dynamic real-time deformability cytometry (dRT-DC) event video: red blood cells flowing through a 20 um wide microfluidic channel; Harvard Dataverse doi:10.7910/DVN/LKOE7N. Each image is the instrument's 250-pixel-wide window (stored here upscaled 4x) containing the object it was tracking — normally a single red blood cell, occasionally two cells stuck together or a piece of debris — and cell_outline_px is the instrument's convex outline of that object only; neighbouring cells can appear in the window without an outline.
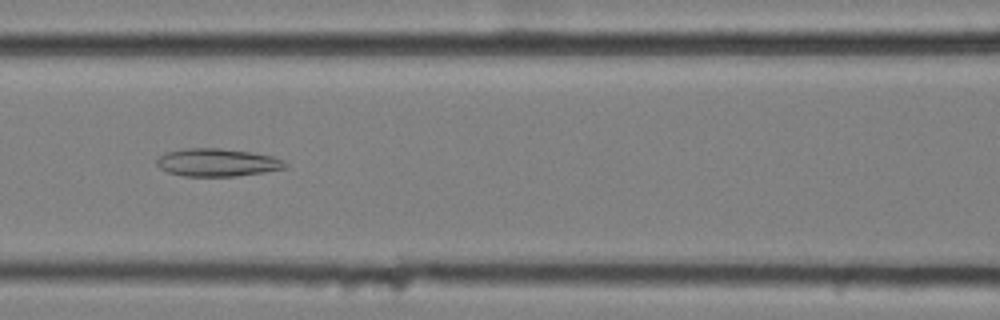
{"species": "common noctule bat (a hibernating species)", "species_latin": "Nyctalus noctula", "temperature_condition": "cold", "stored_images_in_passage": 50, "camera_frame_rate_fps": 3000, "um_per_image_px": 0.085, "animal": {"sex": "female", "body_mass_g": 25.1}, "frame": {"image": 1, "passage_image": 18, "time_ms": 5.667, "image_size_px": [1000, 320], "cell_outline_px": [[288, 164], [284, 168], [264, 172], [236, 176], [184, 176], [168, 172], [160, 168], [156, 164], [156, 160], [164, 152], [184, 148], [220, 148], [252, 152], [272, 156]], "centroid_in_image_um": [18.42, 13.8], "position_along_channel_um": 148.2, "area_um2": 20.81}}
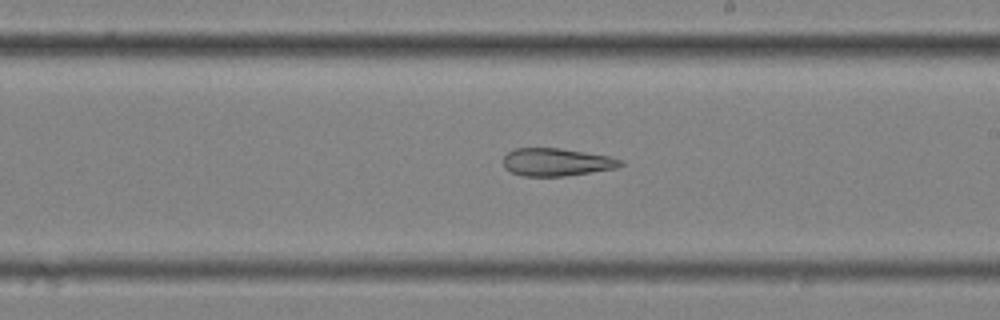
{"frame": {"image": 2, "passage_image": 26, "time_ms": 8.333, "image_size_px": [1000, 320], "cell_outline_px": [[624, 164], [616, 168], [564, 176], [524, 176], [512, 172], [504, 168], [504, 156], [508, 152], [516, 148], [560, 148], [608, 156], [620, 160]], "centroid_in_image_um": [47.28, 13.78], "position_along_channel_um": 241.7, "area_um2": 18.73}}
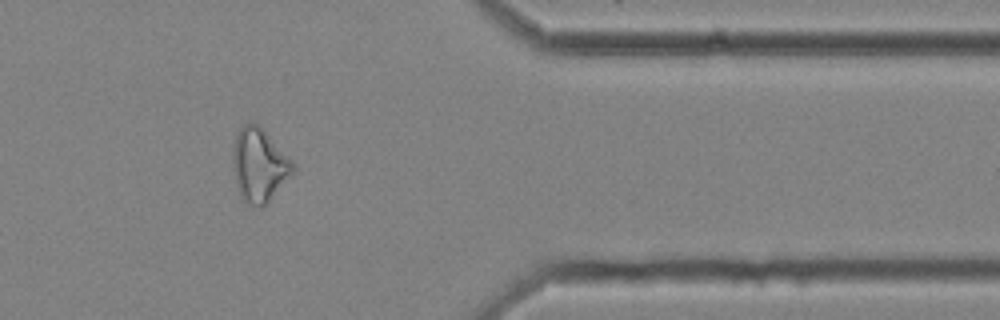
{"frame": {"image": 3, "passage_image": 40, "time_ms": 13.0, "image_size_px": [1000, 320], "cell_outline_px": [[296, 168], [268, 200], [264, 204], [248, 204], [240, 196], [236, 188], [232, 168], [232, 152], [236, 132], [244, 124], [256, 124], [296, 164]], "centroid_in_image_um": [21.97, 14.02], "position_along_channel_um": 389.4, "area_um2": 25.03}, "authors_computed_cell_mechanics": {"area_um2": 24.4783, "velocity_mm_per_s": 3.5152, "shape_relaxation_time_tau1_ms": null, "shape_relaxation_time_tau2_ms": 4.8037, "deformation_change_tau1": null, "deformation_change_tau2": 0.155}}